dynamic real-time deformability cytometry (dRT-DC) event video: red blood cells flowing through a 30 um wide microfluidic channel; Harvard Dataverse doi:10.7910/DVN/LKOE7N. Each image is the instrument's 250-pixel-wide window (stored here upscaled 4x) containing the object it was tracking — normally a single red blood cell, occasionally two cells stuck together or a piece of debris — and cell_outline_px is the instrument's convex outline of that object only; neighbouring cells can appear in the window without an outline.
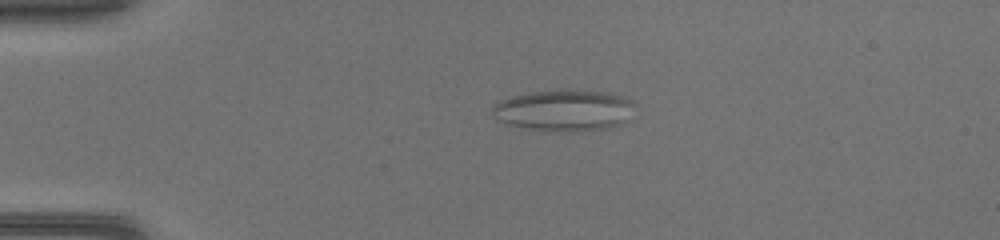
{"species": "common noctule bat (a hibernating species)", "species_latin": "Nyctalus noctula", "temperature_condition": "warm", "stored_images_in_passage": 37, "camera_frame_rate_fps": 3000, "um_per_image_px": 0.085, "animal": {"sex": "female", "body_mass_g": 17.0, "forearm_length_mm": 48.0}, "frame": {"image": 1, "passage_image": 1, "time_ms": 0.0, "image_size_px": [1000, 240], "cell_outline_px": [[636, 104], [628, 120], [620, 124], [600, 128], [528, 128], [508, 124], [492, 116], [492, 108], [500, 100], [512, 96], [532, 92], [556, 88], [560, 88], [612, 92], [624, 96], [632, 100]], "centroid_in_image_um": [47.99, 9.28], "position_along_channel_um": 37.0, "area_um2": 33.58}}
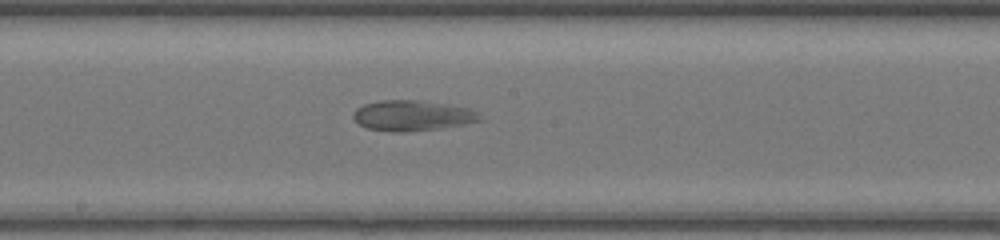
{"frame": {"image": 2, "passage_image": 16, "time_ms": 5.0, "image_size_px": [1000, 240], "cell_outline_px": [[484, 120], [464, 124], [440, 128], [400, 132], [392, 132], [368, 128], [360, 124], [352, 116], [352, 112], [356, 108], [364, 104], [380, 100], [416, 100], [444, 104], [468, 108], [480, 112]], "centroid_in_image_um": [35.06, 9.82], "position_along_channel_um": 213.1, "area_um2": 22.43}}
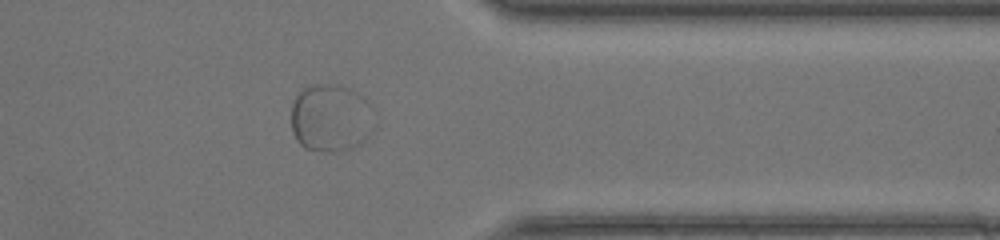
{"frame": {"image": 3, "passage_image": 28, "time_ms": 9.0, "image_size_px": [1000, 240], "cell_outline_px": [[376, 128], [360, 144], [352, 148], [332, 152], [304, 148], [296, 140], [292, 132], [292, 104], [300, 88], [312, 84], [336, 84], [348, 88], [364, 96], [372, 104], [376, 112]], "centroid_in_image_um": [28.18, 10.01], "position_along_channel_um": 383.2, "area_um2": 33.87}}